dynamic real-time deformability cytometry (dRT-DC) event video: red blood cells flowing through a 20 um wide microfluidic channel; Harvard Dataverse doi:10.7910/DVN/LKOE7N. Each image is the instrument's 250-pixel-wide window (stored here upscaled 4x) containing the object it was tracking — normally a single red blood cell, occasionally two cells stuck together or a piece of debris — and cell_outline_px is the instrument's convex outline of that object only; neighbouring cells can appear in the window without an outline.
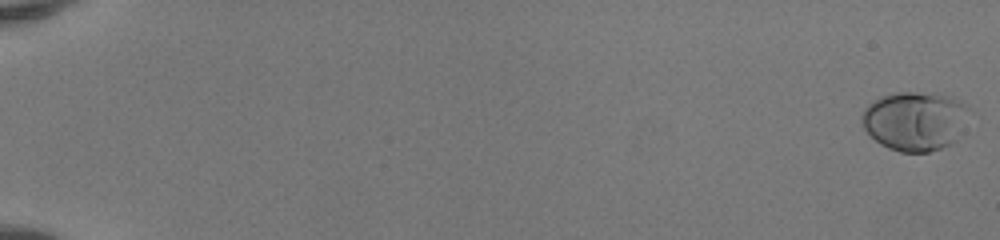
{"species": "human", "species_latin": "Homo sapiens", "temperature_condition": "room temperature", "stored_images_in_passage": 52, "camera_frame_rate_fps": 3000, "um_per_image_px": 0.085, "donor": {"sex": "female"}, "frame": {"image": 1, "passage_image": 1, "time_ms": 0.0, "image_size_px": [1000, 240], "cell_outline_px": [[968, 108], [956, 140], [952, 144], [928, 152], [900, 152], [888, 148], [880, 144], [864, 128], [860, 120], [860, 116], [864, 108], [868, 104], [884, 96], [896, 92], [936, 92], [952, 96], [964, 104]], "centroid_in_image_um": [77.73, 10.27], "position_along_channel_um": 7.3, "area_um2": 36.82}}
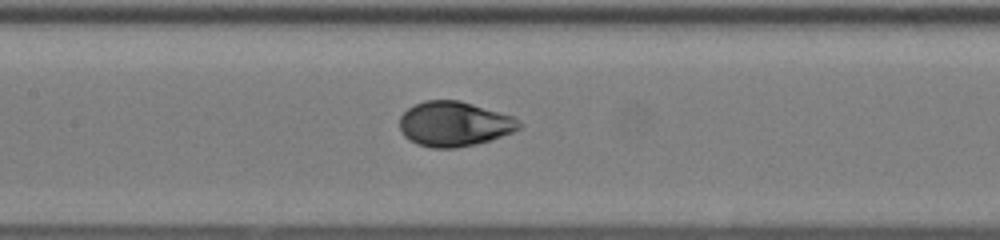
{"frame": {"image": 2, "passage_image": 28, "time_ms": 9.0, "image_size_px": [1000, 240], "cell_outline_px": [[524, 124], [520, 128], [512, 132], [476, 144], [456, 148], [432, 148], [416, 144], [404, 136], [400, 132], [400, 116], [408, 108], [424, 100], [460, 100], [512, 116]], "centroid_in_image_um": [38.58, 10.54], "position_along_channel_um": 168.8, "area_um2": 31.21}}
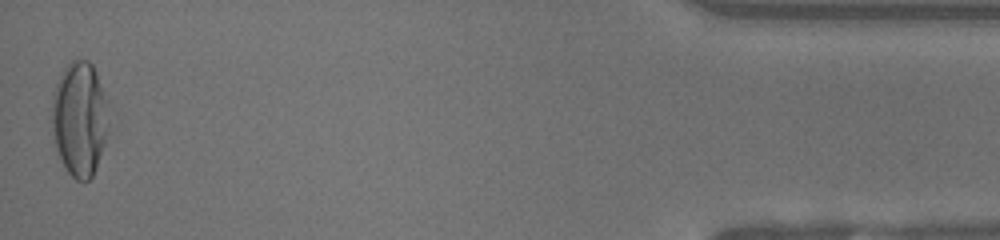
{"frame": {"image": 3, "passage_image": 52, "time_ms": 17.0, "image_size_px": [1000, 240], "cell_outline_px": [[108, 128], [92, 176], [88, 180], [76, 180], [68, 172], [56, 148], [52, 124], [52, 92], [64, 68], [72, 60], [88, 60], [92, 64], [96, 72], [108, 104]], "centroid_in_image_um": [6.75, 10.05], "position_along_channel_um": 428.4, "area_um2": 37.34}, "authors_computed_cell_mechanics": {"area_um2": 32.079, "velocity_mm_per_s": 4.15, "shape_relaxation_time_tau1_ms": 4.0727, "shape_relaxation_time_tau2_ms": null, "deformation_change_tau1": 0.1945, "deformation_change_tau2": null}}